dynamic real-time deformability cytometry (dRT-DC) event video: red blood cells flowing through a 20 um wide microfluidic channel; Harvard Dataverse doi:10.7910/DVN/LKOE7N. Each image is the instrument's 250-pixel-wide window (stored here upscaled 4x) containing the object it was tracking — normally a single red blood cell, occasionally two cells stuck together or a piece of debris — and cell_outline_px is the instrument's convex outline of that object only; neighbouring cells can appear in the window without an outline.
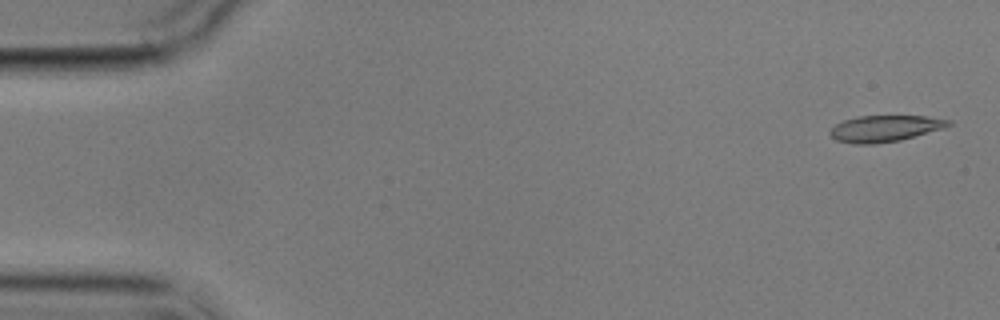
{"species": "common noctule bat (a hibernating species)", "species_latin": "Nyctalus noctula", "temperature_condition": "cold", "stored_images_in_passage": 5, "camera_frame_rate_fps": 3000, "um_per_image_px": 0.085, "animal": {"sex": "male", "body_mass_g": 17.9}, "frame": {"image": 1, "passage_image": 1, "time_ms": 0.0, "image_size_px": [1000, 320], "cell_outline_px": [[952, 124], [944, 128], [900, 140], [872, 144], [852, 144], [836, 140], [828, 132], [836, 124], [844, 120], [856, 116], [928, 116], [952, 120]], "centroid_in_image_um": [75.22, 10.92], "position_along_channel_um": 9.8, "area_um2": 18.21}}
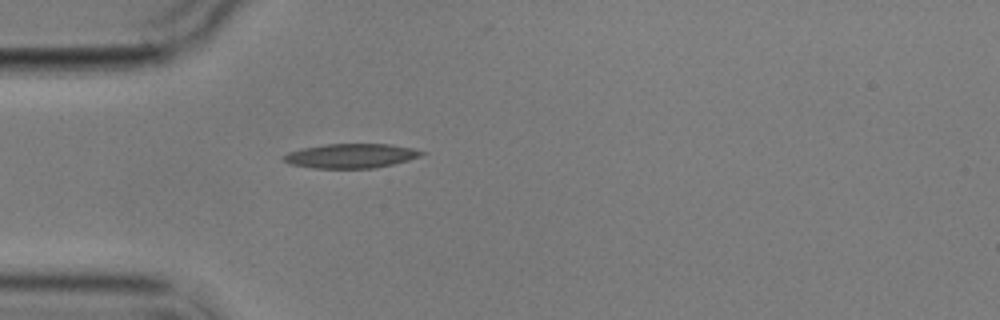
{"frame": {"image": 2, "passage_image": 5, "time_ms": 4.667, "image_size_px": [1000, 320], "cell_outline_px": [[428, 152], [420, 156], [408, 160], [376, 168], [312, 168], [288, 164], [280, 156], [288, 152], [300, 148], [324, 144], [392, 144], [412, 148]], "centroid_in_image_um": [29.79, 13.24], "position_along_channel_um": 55.2, "area_um2": 19.83}}